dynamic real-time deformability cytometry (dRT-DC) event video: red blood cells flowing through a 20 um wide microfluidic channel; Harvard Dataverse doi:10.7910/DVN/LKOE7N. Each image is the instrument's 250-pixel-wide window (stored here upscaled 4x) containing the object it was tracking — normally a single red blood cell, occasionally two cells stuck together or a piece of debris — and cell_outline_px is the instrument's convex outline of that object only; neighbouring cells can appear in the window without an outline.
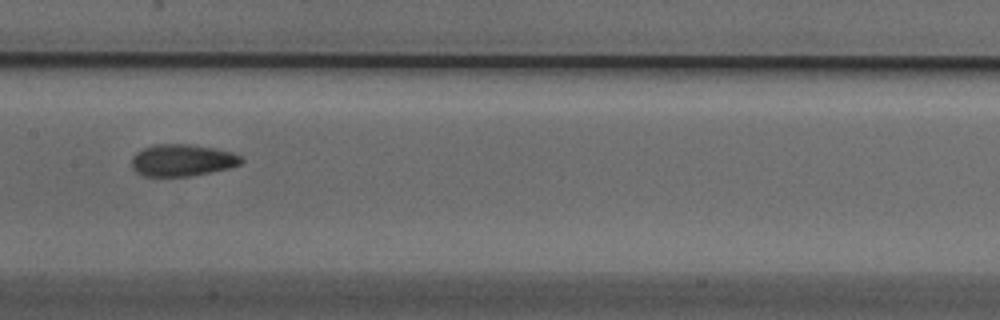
{"species": "Egyptian fruit bat (a non-hibernating species)", "species_latin": "Rousettus aegyptiacus", "temperature_condition": "cold", "stored_images_in_passage": 7, "camera_frame_rate_fps": 3000, "um_per_image_px": 0.085, "animal": {"sex": "male"}, "frame": {"image": 1, "passage_image": 4, "time_ms": 1.0, "image_size_px": [1000, 320], "cell_outline_px": [[244, 160], [240, 164], [228, 168], [192, 176], [144, 176], [136, 172], [132, 168], [132, 156], [136, 152], [144, 148], [156, 144], [188, 144], [212, 148], [232, 152], [240, 156]], "centroid_in_image_um": [15.47, 13.62], "position_along_channel_um": 191.9, "area_um2": 20.29}}
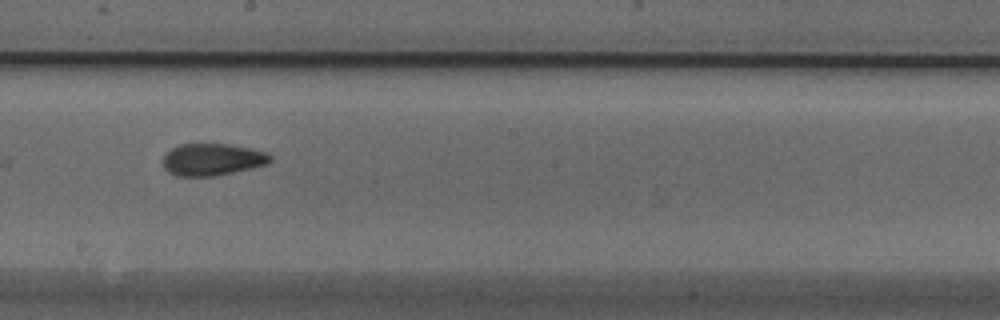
{"frame": {"image": 2, "passage_image": 5, "time_ms": 1.333, "image_size_px": [1000, 320], "cell_outline_px": [[272, 160], [268, 164], [232, 172], [212, 176], [176, 176], [168, 172], [164, 168], [160, 160], [172, 148], [180, 144], [228, 144], [252, 148], [264, 152], [272, 156]], "centroid_in_image_um": [18.01, 13.55], "position_along_channel_um": 230.2, "area_um2": 20.06}}
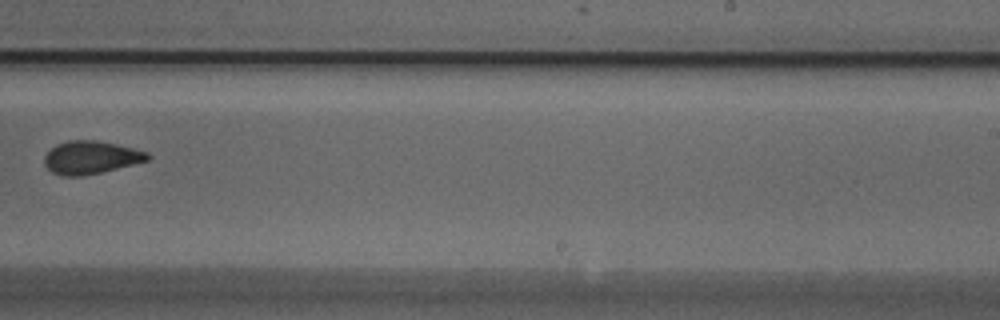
{"frame": {"image": 3, "passage_image": 6, "time_ms": 1.667, "image_size_px": [1000, 320], "cell_outline_px": [[152, 156], [148, 160], [84, 176], [60, 176], [52, 172], [44, 164], [44, 156], [56, 144], [68, 140], [96, 140], [116, 144], [148, 152]], "centroid_in_image_um": [7.69, 13.38], "position_along_channel_um": 281.3, "area_um2": 19.71}}